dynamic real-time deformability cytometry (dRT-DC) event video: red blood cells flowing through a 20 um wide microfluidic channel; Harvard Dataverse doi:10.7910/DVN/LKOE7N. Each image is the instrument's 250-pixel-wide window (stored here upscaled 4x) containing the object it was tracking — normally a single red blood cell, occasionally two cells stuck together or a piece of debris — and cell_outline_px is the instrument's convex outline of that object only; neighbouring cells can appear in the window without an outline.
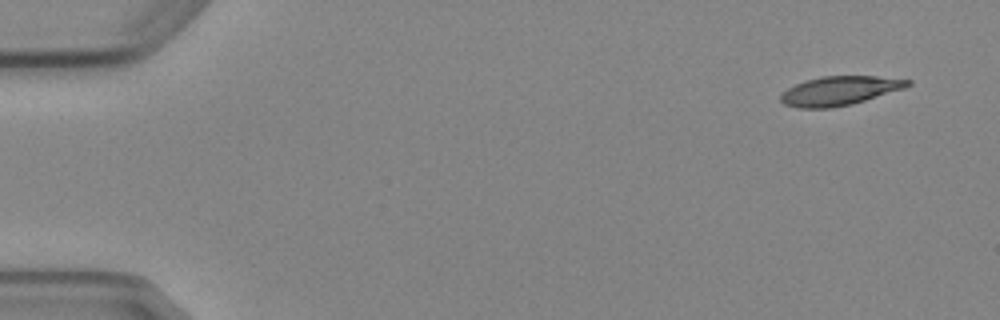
{"species": "Egyptian fruit bat (a non-hibernating species)", "species_latin": "Rousettus aegyptiacus", "temperature_condition": "cold", "stored_images_in_passage": 7, "camera_frame_rate_fps": 3000, "um_per_image_px": 0.085, "animal": {"sex": "female"}, "frame": {"image": 1, "passage_image": 1, "time_ms": 0.0, "image_size_px": [1000, 320], "cell_outline_px": [[912, 84], [904, 88], [852, 104], [832, 108], [800, 108], [784, 104], [780, 100], [780, 96], [788, 88], [796, 84], [820, 76], [876, 76], [912, 80]], "centroid_in_image_um": [71.37, 7.71], "position_along_channel_um": 13.6, "area_um2": 21.33}}
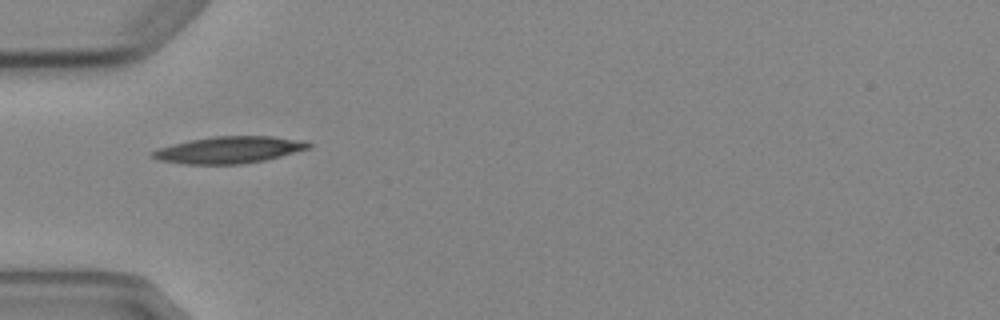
{"frame": {"image": 2, "passage_image": 5, "time_ms": 4.667, "image_size_px": [1000, 320], "cell_outline_px": [[312, 148], [264, 160], [244, 164], [184, 164], [156, 160], [148, 152], [172, 144], [188, 140], [212, 136], [272, 136], [308, 140], [312, 144]], "centroid_in_image_um": [19.5, 12.73], "position_along_channel_um": 65.5, "area_um2": 24.74}}
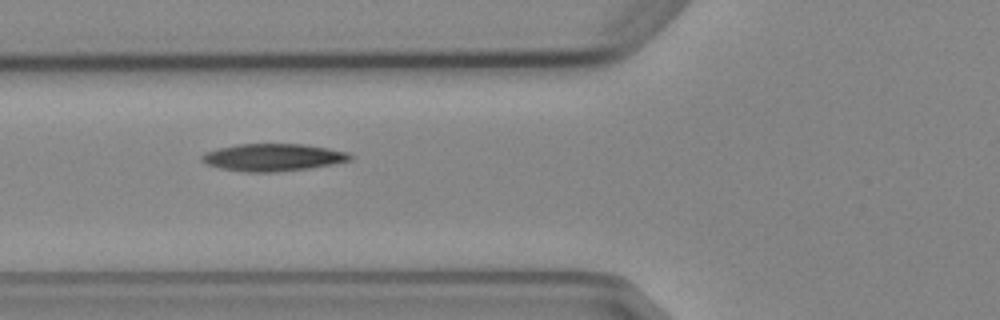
{"frame": {"image": 3, "passage_image": 6, "time_ms": 5.667, "image_size_px": [1000, 320], "cell_outline_px": [[352, 160], [332, 164], [308, 168], [276, 172], [244, 172], [220, 168], [208, 164], [200, 160], [200, 156], [204, 152], [220, 148], [240, 144], [304, 144], [328, 148], [348, 152], [352, 156]], "centroid_in_image_um": [23.2, 13.38], "position_along_channel_um": 102.6, "area_um2": 23.58}}